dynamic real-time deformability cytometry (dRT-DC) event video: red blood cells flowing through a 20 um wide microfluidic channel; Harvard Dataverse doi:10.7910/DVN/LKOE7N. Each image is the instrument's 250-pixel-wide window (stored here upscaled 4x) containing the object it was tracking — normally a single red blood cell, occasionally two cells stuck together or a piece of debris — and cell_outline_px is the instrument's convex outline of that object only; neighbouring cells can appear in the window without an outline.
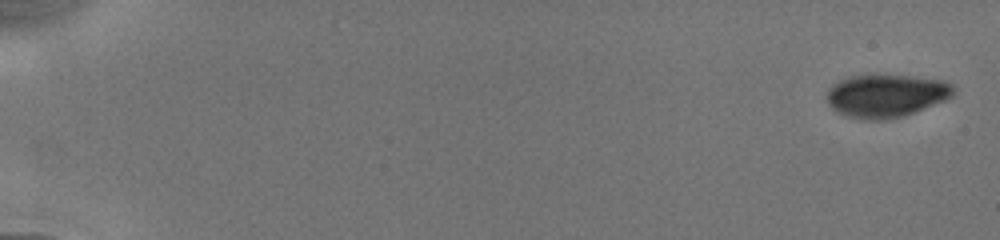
{"species": "human", "species_latin": "Homo sapiens", "temperature_condition": "cold", "stored_images_in_passage": 54, "camera_frame_rate_fps": 3000, "um_per_image_px": 0.085, "donor": {"sex": "male"}, "frame": {"image": 1, "passage_image": 1, "time_ms": 0.0, "image_size_px": [1000, 240], "cell_outline_px": [[956, 88], [952, 96], [944, 100], [912, 112], [900, 116], [880, 120], [864, 120], [848, 116], [836, 112], [828, 104], [828, 88], [832, 84], [848, 76], [912, 76], [944, 80], [952, 84]], "centroid_in_image_um": [75.3, 8.13], "position_along_channel_um": 9.7, "area_um2": 31.27}}
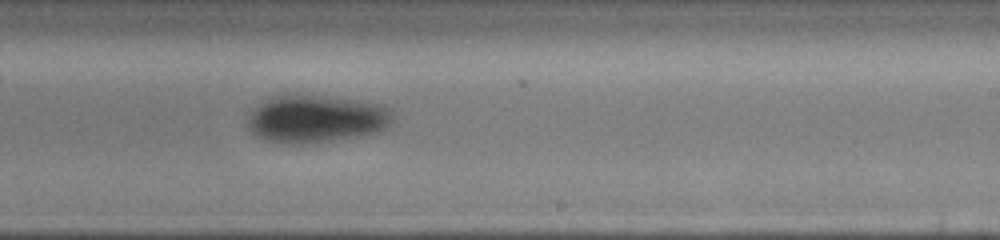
{"frame": {"image": 2, "passage_image": 29, "time_ms": 11.333, "image_size_px": [1000, 240], "cell_outline_px": [[392, 124], [376, 132], [332, 140], [292, 144], [264, 140], [252, 132], [244, 124], [248, 116], [256, 104], [272, 96], [328, 96], [364, 100], [384, 104], [392, 112]], "centroid_in_image_um": [26.85, 10.08], "position_along_channel_um": 262.1, "area_um2": 40.29}}
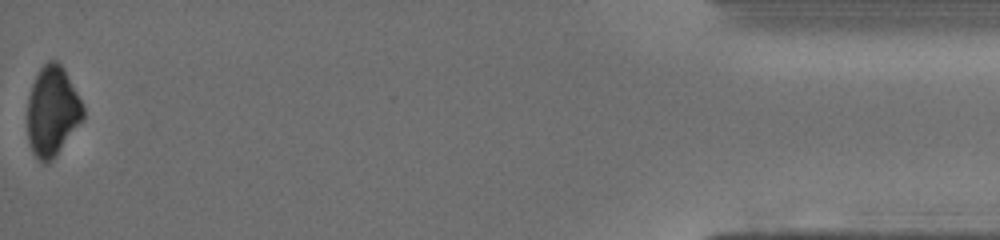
{"frame": {"image": 3, "passage_image": 54, "time_ms": 17.667, "image_size_px": [1000, 240], "cell_outline_px": [[84, 120], [52, 160], [48, 164], [44, 164], [32, 152], [28, 140], [28, 96], [32, 84], [40, 68], [48, 60], [56, 60], [64, 68], [84, 108]], "centroid_in_image_um": [4.45, 9.47], "position_along_channel_um": 430.7, "area_um2": 29.13}, "authors_computed_cell_mechanics": {"area_um2": 37.5122, "velocity_mm_per_s": 3.908, "shape_relaxation_time_tau1_ms": 1.5267, "shape_relaxation_time_tau2_ms": null, "deformation_change_tau1": 0.0567, "deformation_change_tau2": null}}